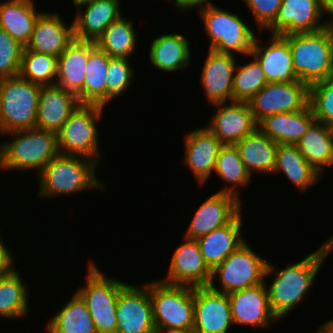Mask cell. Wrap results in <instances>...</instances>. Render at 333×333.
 Here are the masks:
<instances>
[{
    "label": "cell",
    "mask_w": 333,
    "mask_h": 333,
    "mask_svg": "<svg viewBox=\"0 0 333 333\" xmlns=\"http://www.w3.org/2000/svg\"><path fill=\"white\" fill-rule=\"evenodd\" d=\"M36 7L34 0L0 2V27L24 47L31 38L38 16L42 13Z\"/></svg>",
    "instance_id": "cell-29"
},
{
    "label": "cell",
    "mask_w": 333,
    "mask_h": 333,
    "mask_svg": "<svg viewBox=\"0 0 333 333\" xmlns=\"http://www.w3.org/2000/svg\"><path fill=\"white\" fill-rule=\"evenodd\" d=\"M217 108L206 126L223 145H235L258 129L247 102H224L211 105Z\"/></svg>",
    "instance_id": "cell-17"
},
{
    "label": "cell",
    "mask_w": 333,
    "mask_h": 333,
    "mask_svg": "<svg viewBox=\"0 0 333 333\" xmlns=\"http://www.w3.org/2000/svg\"><path fill=\"white\" fill-rule=\"evenodd\" d=\"M134 72L129 59L109 56L106 77V105L119 98L132 85Z\"/></svg>",
    "instance_id": "cell-40"
},
{
    "label": "cell",
    "mask_w": 333,
    "mask_h": 333,
    "mask_svg": "<svg viewBox=\"0 0 333 333\" xmlns=\"http://www.w3.org/2000/svg\"><path fill=\"white\" fill-rule=\"evenodd\" d=\"M214 175L224 181L226 186L216 192L228 193L241 200L240 187L245 188L251 182V174L247 171L240 158L239 151L235 145H222L218 157ZM229 185V186H228Z\"/></svg>",
    "instance_id": "cell-34"
},
{
    "label": "cell",
    "mask_w": 333,
    "mask_h": 333,
    "mask_svg": "<svg viewBox=\"0 0 333 333\" xmlns=\"http://www.w3.org/2000/svg\"><path fill=\"white\" fill-rule=\"evenodd\" d=\"M116 333H156L149 282L143 286L126 283L119 291Z\"/></svg>",
    "instance_id": "cell-13"
},
{
    "label": "cell",
    "mask_w": 333,
    "mask_h": 333,
    "mask_svg": "<svg viewBox=\"0 0 333 333\" xmlns=\"http://www.w3.org/2000/svg\"><path fill=\"white\" fill-rule=\"evenodd\" d=\"M85 285L76 292L86 302L97 333H116V307L120 289L126 284L120 279L105 276L96 263H87Z\"/></svg>",
    "instance_id": "cell-9"
},
{
    "label": "cell",
    "mask_w": 333,
    "mask_h": 333,
    "mask_svg": "<svg viewBox=\"0 0 333 333\" xmlns=\"http://www.w3.org/2000/svg\"><path fill=\"white\" fill-rule=\"evenodd\" d=\"M317 333H333V318L327 319L325 323L320 324L316 329Z\"/></svg>",
    "instance_id": "cell-46"
},
{
    "label": "cell",
    "mask_w": 333,
    "mask_h": 333,
    "mask_svg": "<svg viewBox=\"0 0 333 333\" xmlns=\"http://www.w3.org/2000/svg\"><path fill=\"white\" fill-rule=\"evenodd\" d=\"M156 333H194L193 331L157 330Z\"/></svg>",
    "instance_id": "cell-48"
},
{
    "label": "cell",
    "mask_w": 333,
    "mask_h": 333,
    "mask_svg": "<svg viewBox=\"0 0 333 333\" xmlns=\"http://www.w3.org/2000/svg\"><path fill=\"white\" fill-rule=\"evenodd\" d=\"M57 57L30 51L24 47L19 76L42 86L55 85Z\"/></svg>",
    "instance_id": "cell-38"
},
{
    "label": "cell",
    "mask_w": 333,
    "mask_h": 333,
    "mask_svg": "<svg viewBox=\"0 0 333 333\" xmlns=\"http://www.w3.org/2000/svg\"><path fill=\"white\" fill-rule=\"evenodd\" d=\"M28 288L16 269L0 276V317L12 320L26 318L30 310Z\"/></svg>",
    "instance_id": "cell-35"
},
{
    "label": "cell",
    "mask_w": 333,
    "mask_h": 333,
    "mask_svg": "<svg viewBox=\"0 0 333 333\" xmlns=\"http://www.w3.org/2000/svg\"><path fill=\"white\" fill-rule=\"evenodd\" d=\"M240 158L247 171L253 174H273L278 144L263 134L259 129L238 141Z\"/></svg>",
    "instance_id": "cell-31"
},
{
    "label": "cell",
    "mask_w": 333,
    "mask_h": 333,
    "mask_svg": "<svg viewBox=\"0 0 333 333\" xmlns=\"http://www.w3.org/2000/svg\"><path fill=\"white\" fill-rule=\"evenodd\" d=\"M169 1V0H168ZM173 1L174 5H175V10L177 11H183V12H188V11H192L193 9L197 10L199 8H202L203 6H206L209 3H213L210 2L211 0H170Z\"/></svg>",
    "instance_id": "cell-45"
},
{
    "label": "cell",
    "mask_w": 333,
    "mask_h": 333,
    "mask_svg": "<svg viewBox=\"0 0 333 333\" xmlns=\"http://www.w3.org/2000/svg\"><path fill=\"white\" fill-rule=\"evenodd\" d=\"M104 106L80 104L57 132L59 154L91 159L98 165L101 151L97 123L103 116Z\"/></svg>",
    "instance_id": "cell-6"
},
{
    "label": "cell",
    "mask_w": 333,
    "mask_h": 333,
    "mask_svg": "<svg viewBox=\"0 0 333 333\" xmlns=\"http://www.w3.org/2000/svg\"><path fill=\"white\" fill-rule=\"evenodd\" d=\"M109 56L90 41V54L84 79V104L106 106V77Z\"/></svg>",
    "instance_id": "cell-36"
},
{
    "label": "cell",
    "mask_w": 333,
    "mask_h": 333,
    "mask_svg": "<svg viewBox=\"0 0 333 333\" xmlns=\"http://www.w3.org/2000/svg\"><path fill=\"white\" fill-rule=\"evenodd\" d=\"M120 3V0H93L79 7L73 17L75 39L96 42L104 30L123 15Z\"/></svg>",
    "instance_id": "cell-24"
},
{
    "label": "cell",
    "mask_w": 333,
    "mask_h": 333,
    "mask_svg": "<svg viewBox=\"0 0 333 333\" xmlns=\"http://www.w3.org/2000/svg\"><path fill=\"white\" fill-rule=\"evenodd\" d=\"M309 100L310 86L298 80L267 83L247 103L259 122L268 115L306 109Z\"/></svg>",
    "instance_id": "cell-12"
},
{
    "label": "cell",
    "mask_w": 333,
    "mask_h": 333,
    "mask_svg": "<svg viewBox=\"0 0 333 333\" xmlns=\"http://www.w3.org/2000/svg\"><path fill=\"white\" fill-rule=\"evenodd\" d=\"M233 325L228 294L209 286L194 288V333H229Z\"/></svg>",
    "instance_id": "cell-15"
},
{
    "label": "cell",
    "mask_w": 333,
    "mask_h": 333,
    "mask_svg": "<svg viewBox=\"0 0 333 333\" xmlns=\"http://www.w3.org/2000/svg\"><path fill=\"white\" fill-rule=\"evenodd\" d=\"M309 105L317 121L333 127V77L310 85Z\"/></svg>",
    "instance_id": "cell-41"
},
{
    "label": "cell",
    "mask_w": 333,
    "mask_h": 333,
    "mask_svg": "<svg viewBox=\"0 0 333 333\" xmlns=\"http://www.w3.org/2000/svg\"><path fill=\"white\" fill-rule=\"evenodd\" d=\"M1 236L0 232V276H4L10 274L16 267H14L15 257Z\"/></svg>",
    "instance_id": "cell-44"
},
{
    "label": "cell",
    "mask_w": 333,
    "mask_h": 333,
    "mask_svg": "<svg viewBox=\"0 0 333 333\" xmlns=\"http://www.w3.org/2000/svg\"><path fill=\"white\" fill-rule=\"evenodd\" d=\"M284 173L300 193L322 179V175L314 169L300 153L296 144H278L273 174Z\"/></svg>",
    "instance_id": "cell-30"
},
{
    "label": "cell",
    "mask_w": 333,
    "mask_h": 333,
    "mask_svg": "<svg viewBox=\"0 0 333 333\" xmlns=\"http://www.w3.org/2000/svg\"><path fill=\"white\" fill-rule=\"evenodd\" d=\"M79 105L77 96L72 92L56 84L42 86L36 128L57 133Z\"/></svg>",
    "instance_id": "cell-23"
},
{
    "label": "cell",
    "mask_w": 333,
    "mask_h": 333,
    "mask_svg": "<svg viewBox=\"0 0 333 333\" xmlns=\"http://www.w3.org/2000/svg\"><path fill=\"white\" fill-rule=\"evenodd\" d=\"M243 203L234 195L214 192L199 205L184 237L197 240L229 224L243 210Z\"/></svg>",
    "instance_id": "cell-16"
},
{
    "label": "cell",
    "mask_w": 333,
    "mask_h": 333,
    "mask_svg": "<svg viewBox=\"0 0 333 333\" xmlns=\"http://www.w3.org/2000/svg\"><path fill=\"white\" fill-rule=\"evenodd\" d=\"M50 319L47 333H97L87 304L77 292Z\"/></svg>",
    "instance_id": "cell-33"
},
{
    "label": "cell",
    "mask_w": 333,
    "mask_h": 333,
    "mask_svg": "<svg viewBox=\"0 0 333 333\" xmlns=\"http://www.w3.org/2000/svg\"><path fill=\"white\" fill-rule=\"evenodd\" d=\"M228 298L234 325H251L256 330L279 320L270 308L265 282L229 293Z\"/></svg>",
    "instance_id": "cell-18"
},
{
    "label": "cell",
    "mask_w": 333,
    "mask_h": 333,
    "mask_svg": "<svg viewBox=\"0 0 333 333\" xmlns=\"http://www.w3.org/2000/svg\"><path fill=\"white\" fill-rule=\"evenodd\" d=\"M296 145L321 175L327 167L333 166V127L315 120Z\"/></svg>",
    "instance_id": "cell-32"
},
{
    "label": "cell",
    "mask_w": 333,
    "mask_h": 333,
    "mask_svg": "<svg viewBox=\"0 0 333 333\" xmlns=\"http://www.w3.org/2000/svg\"><path fill=\"white\" fill-rule=\"evenodd\" d=\"M208 50L199 81L206 95V102L210 105L232 102L233 75L237 55Z\"/></svg>",
    "instance_id": "cell-21"
},
{
    "label": "cell",
    "mask_w": 333,
    "mask_h": 333,
    "mask_svg": "<svg viewBox=\"0 0 333 333\" xmlns=\"http://www.w3.org/2000/svg\"><path fill=\"white\" fill-rule=\"evenodd\" d=\"M325 14L331 18L324 20ZM332 22L333 9L324 0H283L276 19L266 31L271 35L313 33Z\"/></svg>",
    "instance_id": "cell-11"
},
{
    "label": "cell",
    "mask_w": 333,
    "mask_h": 333,
    "mask_svg": "<svg viewBox=\"0 0 333 333\" xmlns=\"http://www.w3.org/2000/svg\"><path fill=\"white\" fill-rule=\"evenodd\" d=\"M260 40L262 39L256 36L247 58L254 57L259 62L267 82L298 81L289 42L282 35L271 34L266 47L261 46Z\"/></svg>",
    "instance_id": "cell-20"
},
{
    "label": "cell",
    "mask_w": 333,
    "mask_h": 333,
    "mask_svg": "<svg viewBox=\"0 0 333 333\" xmlns=\"http://www.w3.org/2000/svg\"><path fill=\"white\" fill-rule=\"evenodd\" d=\"M183 241L172 253L167 277L160 280L194 288L209 286L212 270L205 263L197 240L184 237Z\"/></svg>",
    "instance_id": "cell-14"
},
{
    "label": "cell",
    "mask_w": 333,
    "mask_h": 333,
    "mask_svg": "<svg viewBox=\"0 0 333 333\" xmlns=\"http://www.w3.org/2000/svg\"><path fill=\"white\" fill-rule=\"evenodd\" d=\"M255 19L258 32L266 30L276 19L283 0H243Z\"/></svg>",
    "instance_id": "cell-43"
},
{
    "label": "cell",
    "mask_w": 333,
    "mask_h": 333,
    "mask_svg": "<svg viewBox=\"0 0 333 333\" xmlns=\"http://www.w3.org/2000/svg\"><path fill=\"white\" fill-rule=\"evenodd\" d=\"M42 85L15 76L0 79V134L36 128Z\"/></svg>",
    "instance_id": "cell-7"
},
{
    "label": "cell",
    "mask_w": 333,
    "mask_h": 333,
    "mask_svg": "<svg viewBox=\"0 0 333 333\" xmlns=\"http://www.w3.org/2000/svg\"><path fill=\"white\" fill-rule=\"evenodd\" d=\"M252 58L253 60H249V63L245 65L236 64L233 75L232 101L248 102L268 83L259 62L254 57Z\"/></svg>",
    "instance_id": "cell-39"
},
{
    "label": "cell",
    "mask_w": 333,
    "mask_h": 333,
    "mask_svg": "<svg viewBox=\"0 0 333 333\" xmlns=\"http://www.w3.org/2000/svg\"><path fill=\"white\" fill-rule=\"evenodd\" d=\"M134 29L133 21L121 16L104 30L95 43L110 57L130 59L138 48V34Z\"/></svg>",
    "instance_id": "cell-37"
},
{
    "label": "cell",
    "mask_w": 333,
    "mask_h": 333,
    "mask_svg": "<svg viewBox=\"0 0 333 333\" xmlns=\"http://www.w3.org/2000/svg\"><path fill=\"white\" fill-rule=\"evenodd\" d=\"M333 9V0H324Z\"/></svg>",
    "instance_id": "cell-49"
},
{
    "label": "cell",
    "mask_w": 333,
    "mask_h": 333,
    "mask_svg": "<svg viewBox=\"0 0 333 333\" xmlns=\"http://www.w3.org/2000/svg\"><path fill=\"white\" fill-rule=\"evenodd\" d=\"M90 54V41L76 40L57 59L55 84L72 92L84 104V79Z\"/></svg>",
    "instance_id": "cell-25"
},
{
    "label": "cell",
    "mask_w": 333,
    "mask_h": 333,
    "mask_svg": "<svg viewBox=\"0 0 333 333\" xmlns=\"http://www.w3.org/2000/svg\"><path fill=\"white\" fill-rule=\"evenodd\" d=\"M315 120L309 105L300 111L268 115L258 122V129L277 144H297Z\"/></svg>",
    "instance_id": "cell-27"
},
{
    "label": "cell",
    "mask_w": 333,
    "mask_h": 333,
    "mask_svg": "<svg viewBox=\"0 0 333 333\" xmlns=\"http://www.w3.org/2000/svg\"><path fill=\"white\" fill-rule=\"evenodd\" d=\"M149 49L148 60L162 73L183 72L190 65V44L181 33H164L152 40Z\"/></svg>",
    "instance_id": "cell-28"
},
{
    "label": "cell",
    "mask_w": 333,
    "mask_h": 333,
    "mask_svg": "<svg viewBox=\"0 0 333 333\" xmlns=\"http://www.w3.org/2000/svg\"><path fill=\"white\" fill-rule=\"evenodd\" d=\"M282 36L289 42L301 82L310 86L333 77V22L317 32Z\"/></svg>",
    "instance_id": "cell-4"
},
{
    "label": "cell",
    "mask_w": 333,
    "mask_h": 333,
    "mask_svg": "<svg viewBox=\"0 0 333 333\" xmlns=\"http://www.w3.org/2000/svg\"><path fill=\"white\" fill-rule=\"evenodd\" d=\"M149 294L156 331H193L194 287L152 280Z\"/></svg>",
    "instance_id": "cell-8"
},
{
    "label": "cell",
    "mask_w": 333,
    "mask_h": 333,
    "mask_svg": "<svg viewBox=\"0 0 333 333\" xmlns=\"http://www.w3.org/2000/svg\"><path fill=\"white\" fill-rule=\"evenodd\" d=\"M333 251V235L312 253L296 263L288 262L285 268L277 269L268 261L264 274V282L268 291L272 312L279 320L285 318L301 304L315 283L318 272L329 254ZM276 270V271H275ZM269 275L272 283L266 281ZM294 308V309H293Z\"/></svg>",
    "instance_id": "cell-1"
},
{
    "label": "cell",
    "mask_w": 333,
    "mask_h": 333,
    "mask_svg": "<svg viewBox=\"0 0 333 333\" xmlns=\"http://www.w3.org/2000/svg\"><path fill=\"white\" fill-rule=\"evenodd\" d=\"M93 0H72V4L75 8H79L85 4L91 3Z\"/></svg>",
    "instance_id": "cell-47"
},
{
    "label": "cell",
    "mask_w": 333,
    "mask_h": 333,
    "mask_svg": "<svg viewBox=\"0 0 333 333\" xmlns=\"http://www.w3.org/2000/svg\"><path fill=\"white\" fill-rule=\"evenodd\" d=\"M24 46L0 27V79L19 75Z\"/></svg>",
    "instance_id": "cell-42"
},
{
    "label": "cell",
    "mask_w": 333,
    "mask_h": 333,
    "mask_svg": "<svg viewBox=\"0 0 333 333\" xmlns=\"http://www.w3.org/2000/svg\"><path fill=\"white\" fill-rule=\"evenodd\" d=\"M62 20L58 12L43 11L37 18L26 49L59 57L74 41V24Z\"/></svg>",
    "instance_id": "cell-22"
},
{
    "label": "cell",
    "mask_w": 333,
    "mask_h": 333,
    "mask_svg": "<svg viewBox=\"0 0 333 333\" xmlns=\"http://www.w3.org/2000/svg\"><path fill=\"white\" fill-rule=\"evenodd\" d=\"M11 136L0 144L1 170H35L37 175L58 154L57 133L38 128L18 130L4 134ZM24 171V172H23Z\"/></svg>",
    "instance_id": "cell-3"
},
{
    "label": "cell",
    "mask_w": 333,
    "mask_h": 333,
    "mask_svg": "<svg viewBox=\"0 0 333 333\" xmlns=\"http://www.w3.org/2000/svg\"><path fill=\"white\" fill-rule=\"evenodd\" d=\"M197 12L209 40L210 50L246 57L250 54L257 34L239 14L220 9L215 3H209Z\"/></svg>",
    "instance_id": "cell-5"
},
{
    "label": "cell",
    "mask_w": 333,
    "mask_h": 333,
    "mask_svg": "<svg viewBox=\"0 0 333 333\" xmlns=\"http://www.w3.org/2000/svg\"><path fill=\"white\" fill-rule=\"evenodd\" d=\"M97 163L78 156L58 154L36 175L39 180L38 197L53 199L59 195L104 189L96 173Z\"/></svg>",
    "instance_id": "cell-2"
},
{
    "label": "cell",
    "mask_w": 333,
    "mask_h": 333,
    "mask_svg": "<svg viewBox=\"0 0 333 333\" xmlns=\"http://www.w3.org/2000/svg\"><path fill=\"white\" fill-rule=\"evenodd\" d=\"M184 164L200 186L205 185L215 170L221 141L205 126L184 135Z\"/></svg>",
    "instance_id": "cell-19"
},
{
    "label": "cell",
    "mask_w": 333,
    "mask_h": 333,
    "mask_svg": "<svg viewBox=\"0 0 333 333\" xmlns=\"http://www.w3.org/2000/svg\"><path fill=\"white\" fill-rule=\"evenodd\" d=\"M243 216L241 211L229 224L197 239L204 261L211 270L246 241L242 235Z\"/></svg>",
    "instance_id": "cell-26"
},
{
    "label": "cell",
    "mask_w": 333,
    "mask_h": 333,
    "mask_svg": "<svg viewBox=\"0 0 333 333\" xmlns=\"http://www.w3.org/2000/svg\"><path fill=\"white\" fill-rule=\"evenodd\" d=\"M246 240L221 264L212 270L209 287L226 294L259 285L264 282L268 260L258 255ZM218 277V278H217ZM219 280V285L215 281Z\"/></svg>",
    "instance_id": "cell-10"
}]
</instances>
